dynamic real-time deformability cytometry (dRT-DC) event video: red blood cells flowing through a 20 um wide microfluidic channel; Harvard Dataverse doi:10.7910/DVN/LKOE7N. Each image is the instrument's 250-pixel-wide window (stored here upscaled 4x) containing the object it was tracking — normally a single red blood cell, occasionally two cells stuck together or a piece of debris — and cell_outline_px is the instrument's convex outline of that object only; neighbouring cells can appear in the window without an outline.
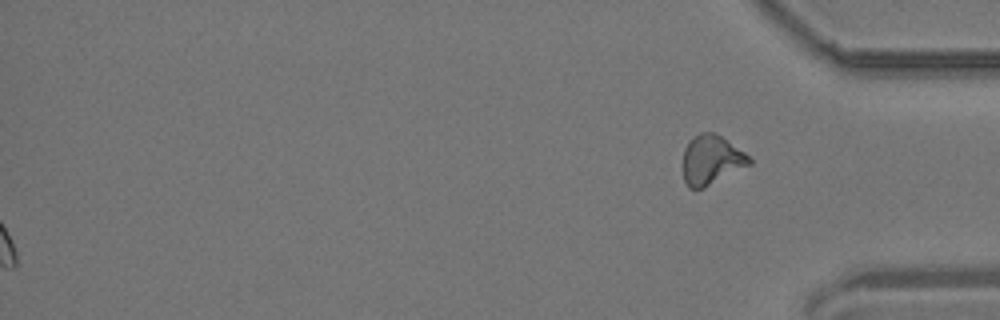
{"species": "common noctule bat (a hibernating species)", "species_latin": "Nyctalus noctula", "temperature_condition": "room temperature", "stored_images_in_passage": 55, "segment_of_instrument_passage": [2, 2], "camera_frame_rate_fps": 3000, "um_per_image_px": 0.085, "animal": {"sex": "male", "body_mass_g": 19.2, "forearm_length_mm": 51.8}, "frame": {"image": 1, "passage_image": 55, "time_ms": 18.0, "image_size_px": [1000, 320], "cell_outline_px": [[752, 164], [704, 188], [688, 188], [684, 180], [684, 148], [688, 140], [692, 136], [700, 132], [712, 132], [720, 136], [744, 152], [752, 160]], "centroid_in_image_um": [60.45, 13.59], "position_along_channel_um": 374.7, "area_um2": 19.02}}